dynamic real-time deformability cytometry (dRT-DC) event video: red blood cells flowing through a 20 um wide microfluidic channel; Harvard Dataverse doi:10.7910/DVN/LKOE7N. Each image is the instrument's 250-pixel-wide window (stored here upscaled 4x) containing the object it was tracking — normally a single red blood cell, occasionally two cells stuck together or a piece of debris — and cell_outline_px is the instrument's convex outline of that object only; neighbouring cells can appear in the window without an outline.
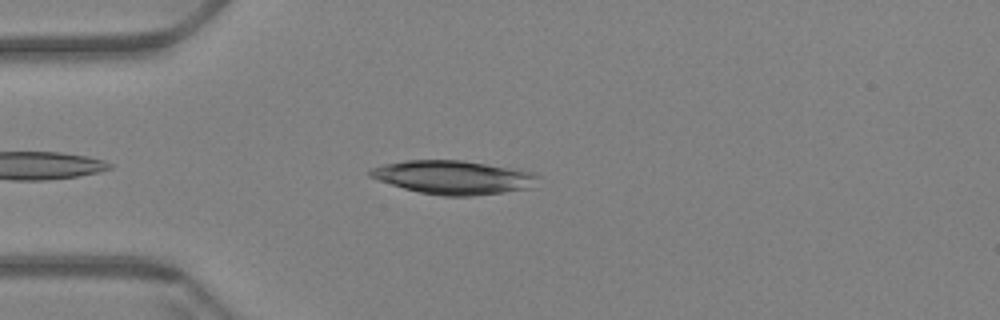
{"species": "Egyptian fruit bat (a non-hibernating species)", "species_latin": "Rousettus aegyptiacus", "temperature_condition": "warm", "stored_images_in_passage": 41, "camera_frame_rate_fps": 3000, "um_per_image_px": 0.085, "animal": {"sex": "female"}, "frame": {"image": 1, "passage_image": 6, "time_ms": 1.667, "image_size_px": [1000, 320], "cell_outline_px": [[540, 176], [524, 188], [504, 192], [472, 196], [444, 196], [420, 192], [404, 188], [368, 176], [368, 172], [372, 168], [384, 164], [404, 160], [464, 160], [516, 168], [532, 172]], "centroid_in_image_um": [38.5, 15.05], "position_along_channel_um": 46.5, "area_um2": 32.54}}
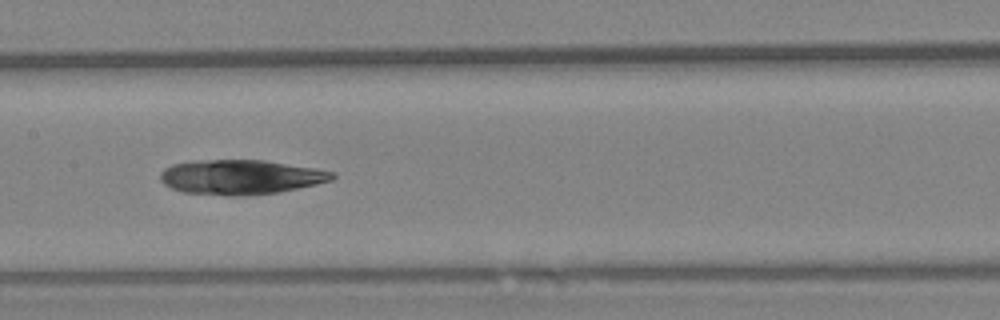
{"frame": {"image": 2, "passage_image": 20, "time_ms": 6.333, "image_size_px": [1000, 320], "cell_outline_px": [[336, 176], [332, 180], [316, 184], [280, 192], [244, 196], [228, 196], [180, 192], [164, 184], [160, 180], [160, 172], [164, 168], [172, 164], [196, 160], [264, 160], [312, 168], [332, 172]], "centroid_in_image_um": [20.4, 15.06], "position_along_channel_um": 187.0, "area_um2": 34.8}}
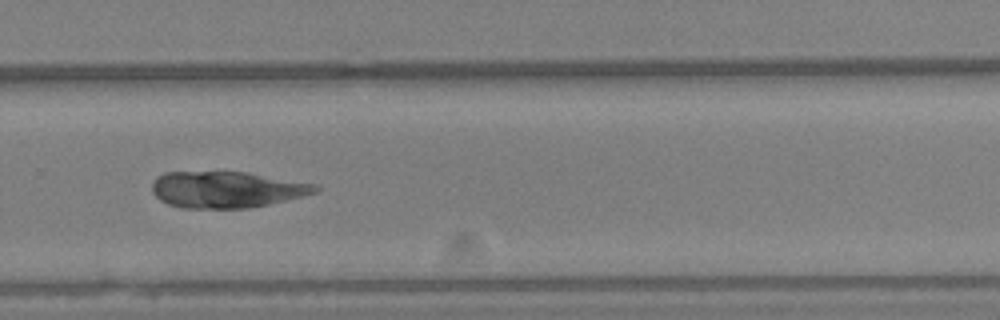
{"frame": {"image": 3, "passage_image": 31, "time_ms": 10.0, "image_size_px": [1000, 320], "cell_outline_px": [[320, 188], [316, 192], [268, 204], [248, 208], [180, 208], [168, 204], [160, 200], [152, 192], [152, 180], [156, 176], [164, 172], [248, 172], [316, 184]], "centroid_in_image_um": [19.2, 16.1], "position_along_channel_um": 310.6, "area_um2": 34.56}}